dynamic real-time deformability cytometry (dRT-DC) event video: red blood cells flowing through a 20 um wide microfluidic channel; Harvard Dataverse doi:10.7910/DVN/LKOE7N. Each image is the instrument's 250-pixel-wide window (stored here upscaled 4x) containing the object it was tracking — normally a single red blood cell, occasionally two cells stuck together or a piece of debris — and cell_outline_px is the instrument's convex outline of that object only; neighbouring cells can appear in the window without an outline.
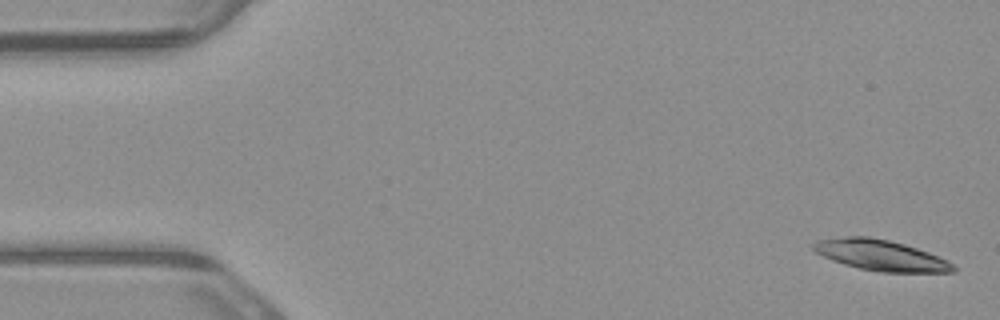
{"species": "common noctule bat (a hibernating species)", "species_latin": "Nyctalus noctula", "temperature_condition": "warm", "stored_images_in_passage": 5, "camera_frame_rate_fps": 3000, "um_per_image_px": 0.085, "animal": {"sex": "male", "body_mass_g": 23.1, "forearm_length_mm": 52.7}, "frame": {"image": 1, "passage_image": 1, "time_ms": 0.0, "image_size_px": [1000, 320], "cell_outline_px": [[956, 272], [880, 272], [860, 268], [844, 264], [832, 260], [816, 252], [812, 248], [812, 244], [816, 240], [848, 236], [868, 236], [888, 240], [904, 244], [928, 252], [948, 260], [956, 268]], "centroid_in_image_um": [74.86, 21.69], "position_along_channel_um": 10.1, "area_um2": 24.91}}